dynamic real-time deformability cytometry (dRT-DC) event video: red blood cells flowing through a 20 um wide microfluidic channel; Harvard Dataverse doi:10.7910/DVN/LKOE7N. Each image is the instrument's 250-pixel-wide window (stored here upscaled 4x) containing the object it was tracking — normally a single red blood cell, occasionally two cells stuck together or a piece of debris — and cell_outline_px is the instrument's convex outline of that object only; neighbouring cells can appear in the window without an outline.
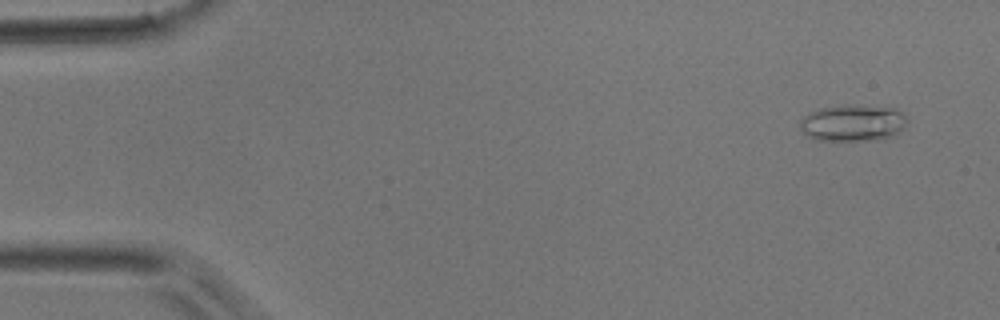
{"species": "common noctule bat (a hibernating species)", "species_latin": "Nyctalus noctula", "temperature_condition": "room temperature", "stored_images_in_passage": 41, "camera_frame_rate_fps": 3000, "um_per_image_px": 0.085, "animal": {"sex": "male", "body_mass_g": 17.9}, "frame": {"image": 1, "passage_image": 2, "time_ms": 0.333, "image_size_px": [1000, 320], "cell_outline_px": [[908, 120], [904, 128], [900, 132], [892, 136], [880, 140], [816, 140], [808, 136], [800, 128], [800, 120], [808, 112], [820, 108], [848, 104], [856, 104], [896, 108], [908, 116]], "centroid_in_image_um": [72.54, 10.43], "position_along_channel_um": 12.5, "area_um2": 23.35}}
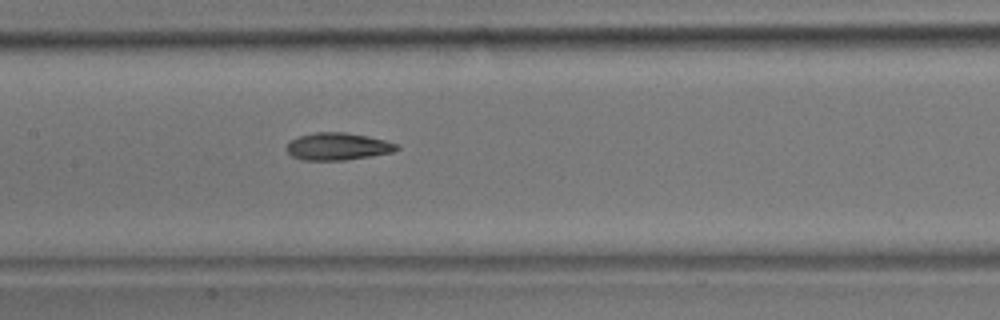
{"frame": {"image": 2, "passage_image": 22, "time_ms": 7.0, "image_size_px": [1000, 320], "cell_outline_px": [[400, 148], [392, 152], [372, 156], [344, 160], [304, 160], [292, 156], [284, 148], [288, 140], [300, 136], [316, 132], [344, 132], [368, 136], [384, 140], [396, 144]], "centroid_in_image_um": [28.66, 12.45], "position_along_channel_um": 178.7, "area_um2": 17.57}}
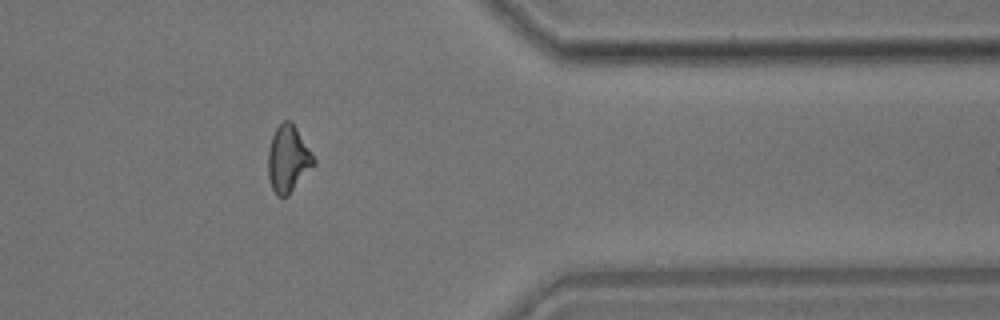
{"frame": {"image": 3, "passage_image": 38, "time_ms": 12.333, "image_size_px": [1000, 320], "cell_outline_px": [[316, 164], [288, 196], [276, 196], [272, 188], [268, 176], [268, 148], [272, 136], [276, 128], [284, 120], [292, 120], [312, 152], [316, 160]], "centroid_in_image_um": [24.51, 13.5], "position_along_channel_um": 386.9, "area_um2": 18.03}}